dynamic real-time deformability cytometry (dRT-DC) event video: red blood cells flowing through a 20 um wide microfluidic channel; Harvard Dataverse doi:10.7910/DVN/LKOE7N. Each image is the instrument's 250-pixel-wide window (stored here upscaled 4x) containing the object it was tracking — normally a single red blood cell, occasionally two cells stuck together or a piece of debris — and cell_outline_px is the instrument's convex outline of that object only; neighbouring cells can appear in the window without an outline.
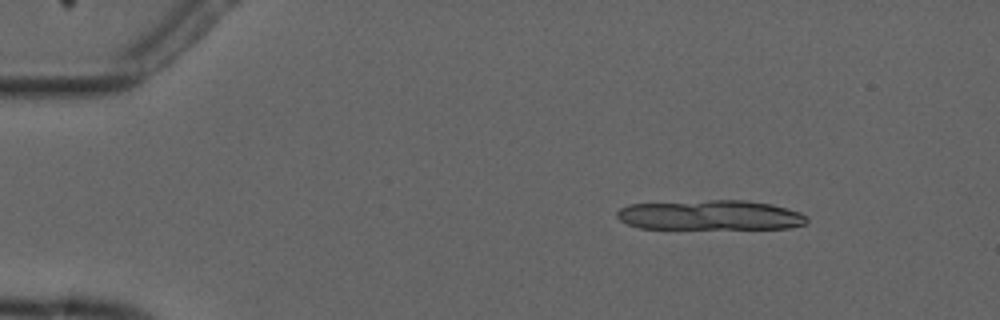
{"species": "common noctule bat (a hibernating species)", "species_latin": "Nyctalus noctula", "temperature_condition": "cold", "stored_images_in_passage": 8, "camera_frame_rate_fps": 3000, "um_per_image_px": 0.085, "animal": {"sex": "male", "forearm_length_mm": 52.5}, "frame": {"image": 1, "passage_image": 2, "time_ms": 1.333, "image_size_px": [1000, 320], "cell_outline_px": [[808, 224], [788, 228], [640, 228], [628, 224], [620, 220], [616, 216], [616, 212], [620, 208], [628, 204], [708, 200], [744, 200], [772, 204], [800, 212], [808, 216]], "centroid_in_image_um": [60.4, 18.28], "position_along_channel_um": 24.6, "area_um2": 33.12}}
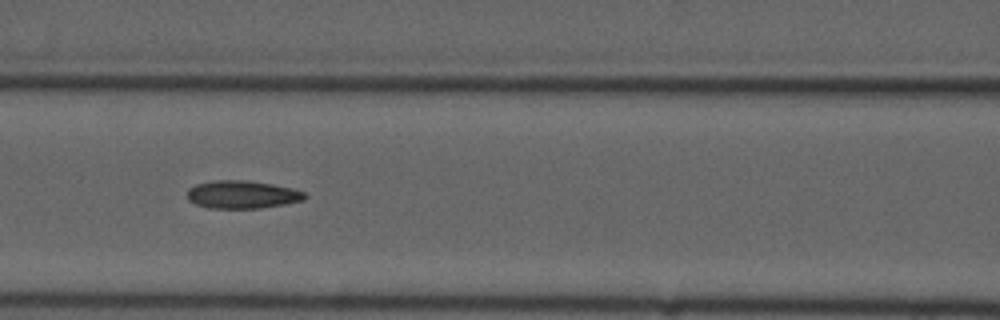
{"frame": {"image": 2, "passage_image": 7, "time_ms": 7.0, "image_size_px": [1000, 320], "cell_outline_px": [[308, 196], [304, 200], [284, 204], [260, 208], [208, 208], [196, 204], [188, 200], [188, 188], [196, 184], [212, 180], [244, 180], [272, 184], [292, 188], [304, 192]], "centroid_in_image_um": [20.58, 16.53], "position_along_channel_um": 146.0, "area_um2": 19.13}}
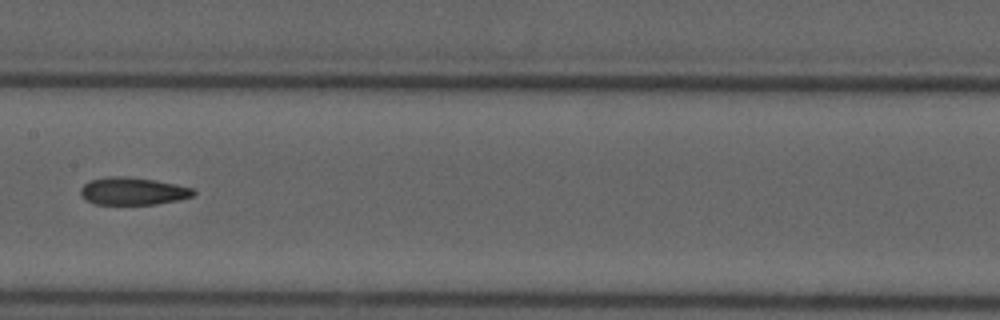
{"frame": {"image": 3, "passage_image": 8, "time_ms": 8.333, "image_size_px": [1000, 320], "cell_outline_px": [[196, 192], [192, 196], [176, 200], [156, 204], [96, 204], [84, 200], [80, 192], [80, 188], [84, 184], [92, 180], [108, 176], [120, 176], [152, 180], [176, 184], [196, 188]], "centroid_in_image_um": [11.29, 16.25], "position_along_channel_um": 196.1, "area_um2": 17.98}}